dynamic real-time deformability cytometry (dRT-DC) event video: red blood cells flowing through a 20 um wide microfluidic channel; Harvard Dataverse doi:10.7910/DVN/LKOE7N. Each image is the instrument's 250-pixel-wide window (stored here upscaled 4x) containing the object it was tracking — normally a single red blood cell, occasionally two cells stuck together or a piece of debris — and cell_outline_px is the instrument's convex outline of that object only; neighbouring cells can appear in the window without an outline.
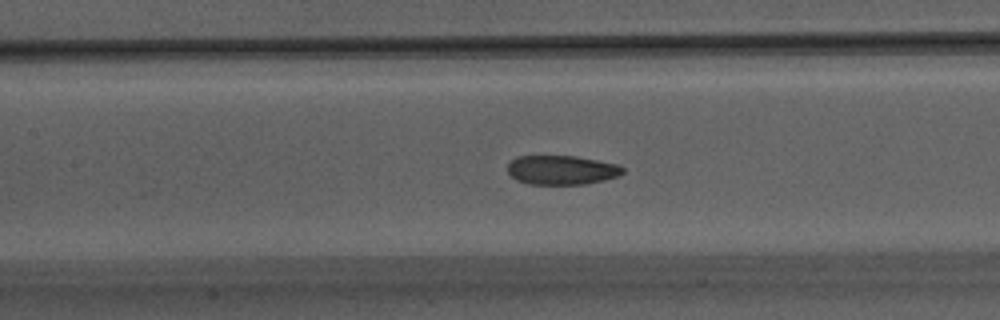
{"species": "Egyptian fruit bat (a non-hibernating species)", "species_latin": "Rousettus aegyptiacus", "temperature_condition": "warm", "stored_images_in_passage": 37, "camera_frame_rate_fps": 3000, "um_per_image_px": 0.085, "animal": {"sex": "male"}, "frame": {"image": 1, "passage_image": 13, "time_ms": 4.0, "image_size_px": [1000, 320], "cell_outline_px": [[624, 172], [616, 176], [604, 180], [584, 184], [528, 184], [516, 180], [508, 172], [508, 164], [516, 156], [576, 156], [616, 164], [624, 168]], "centroid_in_image_um": [47.71, 14.45], "position_along_channel_um": 159.7, "area_um2": 19.48}}
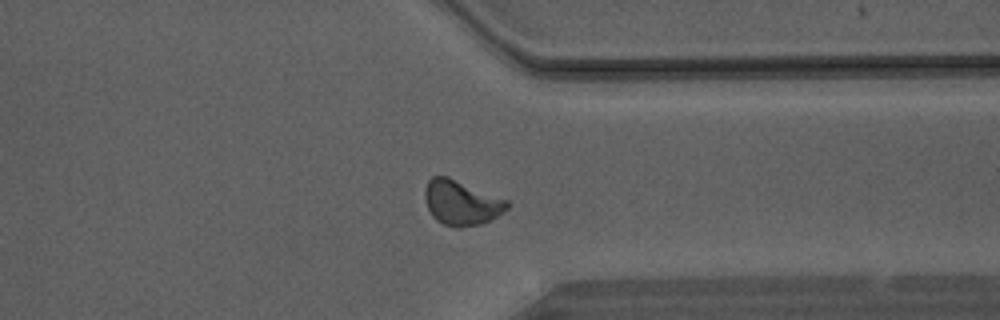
{"frame": {"image": 2, "passage_image": 27, "time_ms": 8.667, "image_size_px": [1000, 320], "cell_outline_px": [[508, 208], [492, 220], [480, 224], [460, 228], [456, 228], [444, 224], [436, 220], [432, 216], [424, 200], [424, 188], [428, 180], [432, 176], [448, 176], [508, 200]], "centroid_in_image_um": [39.19, 17.23], "position_along_channel_um": 372.2, "area_um2": 21.68}}
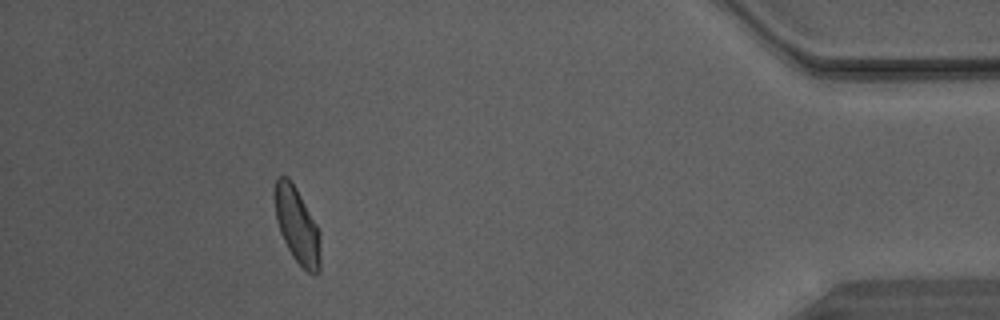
{"frame": {"image": 3, "passage_image": 33, "time_ms": 10.667, "image_size_px": [1000, 320], "cell_outline_px": [[320, 272], [308, 272], [292, 256], [280, 232], [276, 220], [272, 192], [276, 176], [288, 176], [296, 188], [316, 224], [320, 232]], "centroid_in_image_um": [25.21, 19.09], "position_along_channel_um": 410.0, "area_um2": 20.29}}